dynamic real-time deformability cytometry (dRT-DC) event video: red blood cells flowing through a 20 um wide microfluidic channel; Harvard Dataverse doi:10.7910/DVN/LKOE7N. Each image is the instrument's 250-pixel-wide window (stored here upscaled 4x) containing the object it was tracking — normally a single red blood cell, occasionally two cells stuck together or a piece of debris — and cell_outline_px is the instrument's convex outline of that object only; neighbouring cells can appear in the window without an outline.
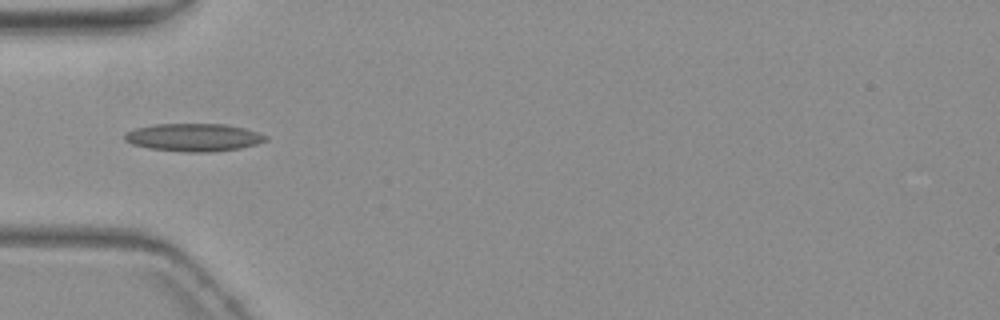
{"species": "common noctule bat (a hibernating species)", "species_latin": "Nyctalus noctula", "temperature_condition": "warm", "stored_images_in_passage": 4, "camera_frame_rate_fps": 3000, "um_per_image_px": 0.085, "animal": {"sex": "female", "body_mass_g": 19.3, "forearm_length_mm": 54.1}, "frame": {"image": 1, "passage_image": 3, "time_ms": 2.333, "image_size_px": [1000, 320], "cell_outline_px": [[268, 140], [256, 144], [240, 148], [212, 152], [184, 152], [148, 148], [132, 144], [124, 140], [124, 132], [136, 128], [152, 124], [224, 124], [244, 128], [268, 136]], "centroid_in_image_um": [16.43, 11.68], "position_along_channel_um": 68.6, "area_um2": 22.95}}
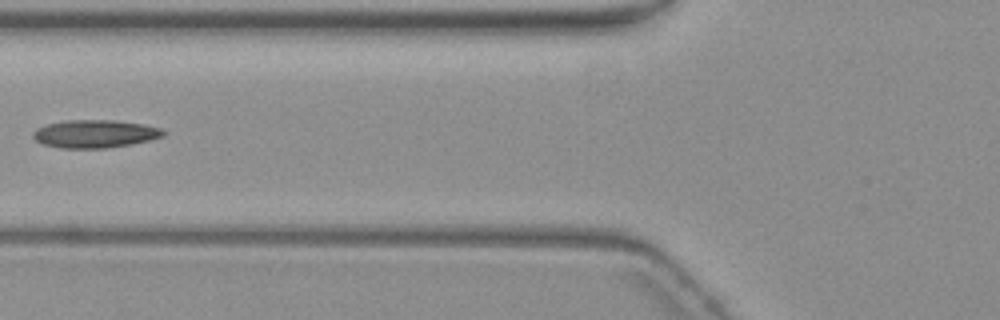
{"frame": {"image": 2, "passage_image": 4, "time_ms": 3.667, "image_size_px": [1000, 320], "cell_outline_px": [[164, 136], [132, 144], [108, 148], [60, 148], [44, 144], [36, 140], [32, 136], [32, 132], [36, 128], [48, 124], [64, 120], [112, 120], [144, 124], [160, 128], [164, 132]], "centroid_in_image_um": [8.04, 11.37], "position_along_channel_um": 117.8, "area_um2": 21.15}}